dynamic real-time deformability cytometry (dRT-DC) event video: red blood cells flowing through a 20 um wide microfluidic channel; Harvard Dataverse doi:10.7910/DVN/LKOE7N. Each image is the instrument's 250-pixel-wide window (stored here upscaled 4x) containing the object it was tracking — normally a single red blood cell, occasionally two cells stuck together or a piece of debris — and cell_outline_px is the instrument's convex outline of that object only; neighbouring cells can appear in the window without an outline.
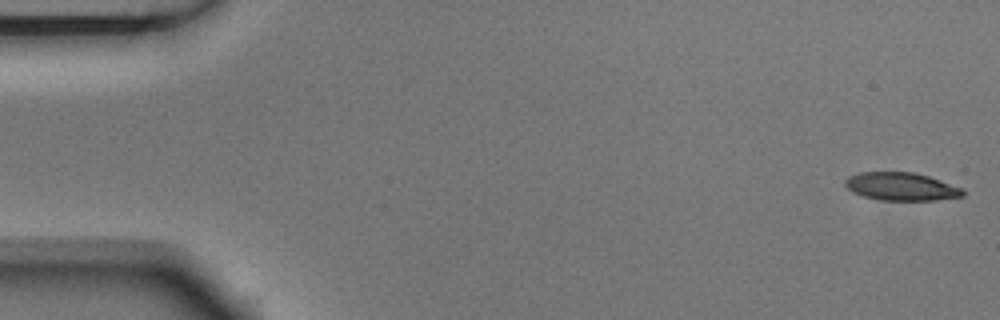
{"species": "Egyptian fruit bat (a non-hibernating species)", "species_latin": "Rousettus aegyptiacus", "temperature_condition": "room temperature", "stored_images_in_passage": 4, "camera_frame_rate_fps": 3000, "um_per_image_px": 0.085, "animal": {"sex": "male"}, "frame": {"image": 1, "passage_image": 1, "time_ms": 0.0, "image_size_px": [1000, 320], "cell_outline_px": [[964, 196], [936, 200], [880, 200], [864, 196], [852, 192], [844, 184], [844, 180], [848, 176], [860, 172], [912, 172], [928, 176], [964, 188]], "centroid_in_image_um": [76.61, 15.85], "position_along_channel_um": 8.4, "area_um2": 19.25}}
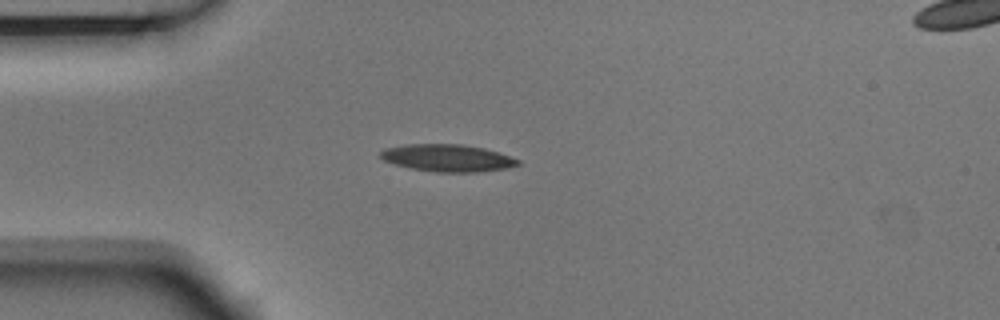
{"frame": {"image": 2, "passage_image": 4, "time_ms": 1.0, "image_size_px": [1000, 320], "cell_outline_px": [[520, 164], [504, 168], [476, 172], [436, 172], [412, 168], [396, 164], [384, 160], [380, 156], [380, 152], [384, 148], [408, 144], [460, 144], [484, 148], [520, 160]], "centroid_in_image_um": [38.01, 13.42], "position_along_channel_um": 47.0, "area_um2": 21.44}}